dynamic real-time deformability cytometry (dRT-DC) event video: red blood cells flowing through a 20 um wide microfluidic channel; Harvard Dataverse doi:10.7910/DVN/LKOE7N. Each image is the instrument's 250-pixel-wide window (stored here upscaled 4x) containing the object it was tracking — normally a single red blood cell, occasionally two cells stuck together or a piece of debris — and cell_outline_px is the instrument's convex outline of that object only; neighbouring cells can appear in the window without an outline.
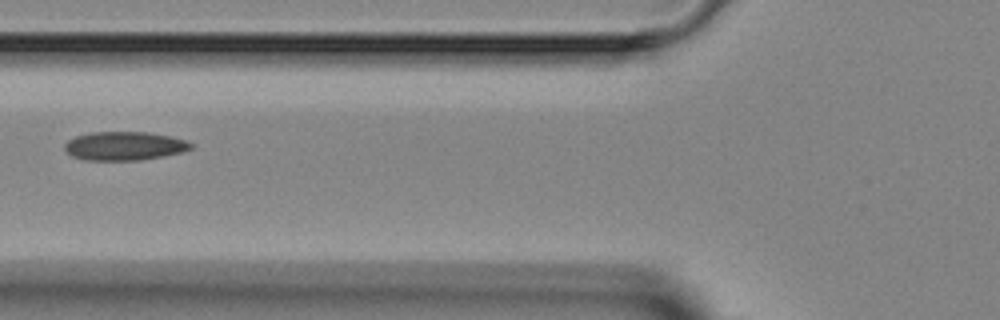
{"species": "Egyptian fruit bat (a non-hibernating species)", "species_latin": "Rousettus aegyptiacus", "temperature_condition": "room temperature", "stored_images_in_passage": 2, "camera_frame_rate_fps": 3000, "um_per_image_px": 0.085, "animal": {"sex": "female"}, "frame": {"image": 1, "passage_image": 2, "time_ms": 1.0, "image_size_px": [1000, 320], "cell_outline_px": [[192, 148], [180, 152], [140, 160], [84, 160], [72, 156], [64, 148], [64, 144], [68, 140], [76, 136], [92, 132], [148, 132], [172, 136], [188, 140], [192, 144]], "centroid_in_image_um": [10.57, 12.4], "position_along_channel_um": 115.2, "area_um2": 21.04}}